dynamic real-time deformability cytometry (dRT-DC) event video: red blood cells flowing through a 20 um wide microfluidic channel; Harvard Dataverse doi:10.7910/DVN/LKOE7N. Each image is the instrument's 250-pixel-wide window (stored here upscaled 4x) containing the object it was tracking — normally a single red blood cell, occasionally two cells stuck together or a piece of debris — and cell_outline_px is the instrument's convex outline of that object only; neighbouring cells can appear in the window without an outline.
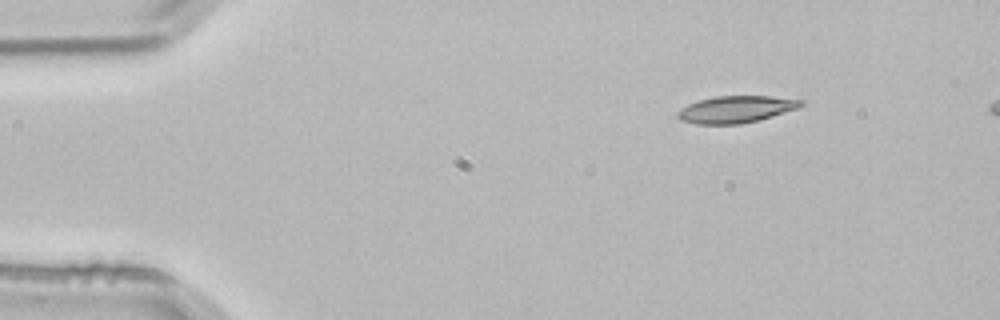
{"species": "common noctule bat (a hibernating species)", "species_latin": "Nyctalus noctula", "temperature_condition": "room temperature", "stored_images_in_passage": 3, "segment_of_instrument_passage": [1, 2], "camera_frame_rate_fps": 3000, "um_per_image_px": 0.085, "animal": {"sex": "male", "body_mass_g": 21.5, "forearm_length_mm": 52.0}, "frame": {"image": 1, "passage_image": 1, "time_ms": 0.0, "image_size_px": [1000, 320], "cell_outline_px": [[804, 104], [796, 108], [756, 120], [740, 124], [696, 124], [680, 120], [676, 116], [676, 112], [680, 108], [688, 104], [700, 100], [716, 96], [768, 96], [804, 100]], "centroid_in_image_um": [62.48, 9.29], "position_along_channel_um": 22.5, "area_um2": 19.07}}